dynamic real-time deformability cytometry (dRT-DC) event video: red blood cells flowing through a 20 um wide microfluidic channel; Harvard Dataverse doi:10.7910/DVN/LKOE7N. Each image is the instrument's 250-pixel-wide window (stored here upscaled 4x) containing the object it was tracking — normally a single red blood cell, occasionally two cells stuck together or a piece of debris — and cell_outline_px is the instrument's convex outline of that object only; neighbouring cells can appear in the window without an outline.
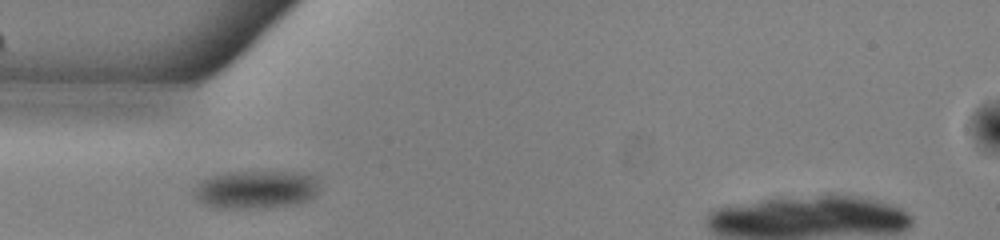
{"species": "common noctule bat (a hibernating species)", "species_latin": "Nyctalus noctula", "temperature_condition": "warm", "stored_images_in_passage": 34, "camera_frame_rate_fps": 3000, "um_per_image_px": 0.085, "animal": {"sex": "male", "body_mass_g": 13.0, "forearm_length_mm": 53.1}, "frame": {"image": 1, "passage_image": 1, "time_ms": 0.0, "image_size_px": [1000, 240], "cell_outline_px": [[320, 176], [316, 192], [308, 200], [296, 204], [268, 208], [220, 208], [204, 204], [196, 196], [196, 188], [200, 180], [208, 176], [224, 172], [300, 172]], "centroid_in_image_um": [21.8, 16.09], "position_along_channel_um": 63.2, "area_um2": 28.03}}
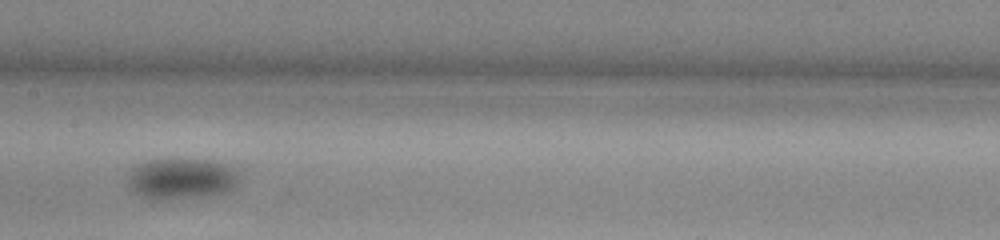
{"frame": {"image": 2, "passage_image": 11, "time_ms": 3.333, "image_size_px": [1000, 240], "cell_outline_px": [[240, 184], [224, 192], [200, 196], [156, 200], [152, 200], [140, 196], [132, 192], [128, 188], [128, 168], [136, 164], [148, 160], [216, 160], [236, 164], [240, 176]], "centroid_in_image_um": [15.45, 15.17], "position_along_channel_um": 192.0, "area_um2": 27.4}}
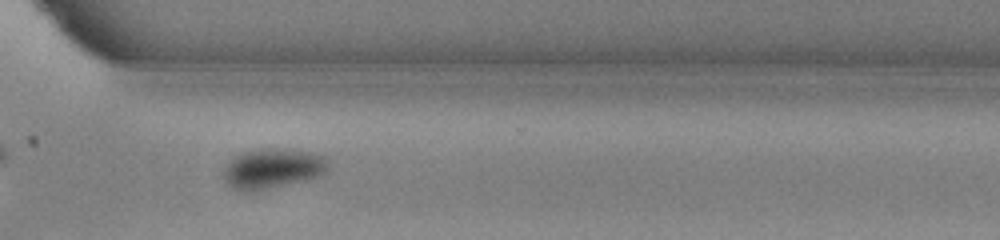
{"frame": {"image": 3, "passage_image": 23, "time_ms": 7.333, "image_size_px": [1000, 240], "cell_outline_px": [[328, 168], [320, 176], [304, 180], [252, 192], [244, 192], [232, 188], [224, 180], [224, 168], [236, 156], [244, 152], [260, 148], [280, 148], [312, 152], [324, 156], [328, 160]], "centroid_in_image_um": [23.17, 14.32], "position_along_channel_um": 347.4, "area_um2": 24.33}, "authors_computed_cell_mechanics": {"area_um2": 25.8077, "velocity_mm_per_s": 3.8821, "shape_relaxation_time_tau1_ms": 2.1282, "shape_relaxation_time_tau2_ms": null, "deformation_change_tau1": 0.0546, "deformation_change_tau2": null}}